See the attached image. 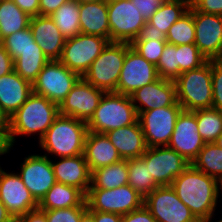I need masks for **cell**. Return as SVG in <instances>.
I'll return each mask as SVG.
<instances>
[{
	"instance_id": "obj_44",
	"label": "cell",
	"mask_w": 222,
	"mask_h": 222,
	"mask_svg": "<svg viewBox=\"0 0 222 222\" xmlns=\"http://www.w3.org/2000/svg\"><path fill=\"white\" fill-rule=\"evenodd\" d=\"M190 4L199 12L222 15V0H190Z\"/></svg>"
},
{
	"instance_id": "obj_6",
	"label": "cell",
	"mask_w": 222,
	"mask_h": 222,
	"mask_svg": "<svg viewBox=\"0 0 222 222\" xmlns=\"http://www.w3.org/2000/svg\"><path fill=\"white\" fill-rule=\"evenodd\" d=\"M130 46V43L109 42L83 78L95 88L105 92H116L126 51Z\"/></svg>"
},
{
	"instance_id": "obj_27",
	"label": "cell",
	"mask_w": 222,
	"mask_h": 222,
	"mask_svg": "<svg viewBox=\"0 0 222 222\" xmlns=\"http://www.w3.org/2000/svg\"><path fill=\"white\" fill-rule=\"evenodd\" d=\"M86 195L78 188L56 182L38 203L42 210L87 207Z\"/></svg>"
},
{
	"instance_id": "obj_30",
	"label": "cell",
	"mask_w": 222,
	"mask_h": 222,
	"mask_svg": "<svg viewBox=\"0 0 222 222\" xmlns=\"http://www.w3.org/2000/svg\"><path fill=\"white\" fill-rule=\"evenodd\" d=\"M190 7V0H167L147 21L157 31L167 35L170 27L181 18Z\"/></svg>"
},
{
	"instance_id": "obj_46",
	"label": "cell",
	"mask_w": 222,
	"mask_h": 222,
	"mask_svg": "<svg viewBox=\"0 0 222 222\" xmlns=\"http://www.w3.org/2000/svg\"><path fill=\"white\" fill-rule=\"evenodd\" d=\"M151 40L166 41V35L162 33V31H157L155 27L146 22L139 31L134 41H151Z\"/></svg>"
},
{
	"instance_id": "obj_38",
	"label": "cell",
	"mask_w": 222,
	"mask_h": 222,
	"mask_svg": "<svg viewBox=\"0 0 222 222\" xmlns=\"http://www.w3.org/2000/svg\"><path fill=\"white\" fill-rule=\"evenodd\" d=\"M208 60L195 44L177 45V66L179 75L182 72L201 67Z\"/></svg>"
},
{
	"instance_id": "obj_11",
	"label": "cell",
	"mask_w": 222,
	"mask_h": 222,
	"mask_svg": "<svg viewBox=\"0 0 222 222\" xmlns=\"http://www.w3.org/2000/svg\"><path fill=\"white\" fill-rule=\"evenodd\" d=\"M110 42L132 43L147 22L131 0H107Z\"/></svg>"
},
{
	"instance_id": "obj_49",
	"label": "cell",
	"mask_w": 222,
	"mask_h": 222,
	"mask_svg": "<svg viewBox=\"0 0 222 222\" xmlns=\"http://www.w3.org/2000/svg\"><path fill=\"white\" fill-rule=\"evenodd\" d=\"M12 1L30 17L39 15L40 0H12Z\"/></svg>"
},
{
	"instance_id": "obj_1",
	"label": "cell",
	"mask_w": 222,
	"mask_h": 222,
	"mask_svg": "<svg viewBox=\"0 0 222 222\" xmlns=\"http://www.w3.org/2000/svg\"><path fill=\"white\" fill-rule=\"evenodd\" d=\"M218 182L190 164L171 187L199 222H210L217 207Z\"/></svg>"
},
{
	"instance_id": "obj_29",
	"label": "cell",
	"mask_w": 222,
	"mask_h": 222,
	"mask_svg": "<svg viewBox=\"0 0 222 222\" xmlns=\"http://www.w3.org/2000/svg\"><path fill=\"white\" fill-rule=\"evenodd\" d=\"M30 19L12 0H0V42L7 36L28 28Z\"/></svg>"
},
{
	"instance_id": "obj_4",
	"label": "cell",
	"mask_w": 222,
	"mask_h": 222,
	"mask_svg": "<svg viewBox=\"0 0 222 222\" xmlns=\"http://www.w3.org/2000/svg\"><path fill=\"white\" fill-rule=\"evenodd\" d=\"M137 121L138 113L130 96L105 92L87 127L88 131L104 134Z\"/></svg>"
},
{
	"instance_id": "obj_55",
	"label": "cell",
	"mask_w": 222,
	"mask_h": 222,
	"mask_svg": "<svg viewBox=\"0 0 222 222\" xmlns=\"http://www.w3.org/2000/svg\"><path fill=\"white\" fill-rule=\"evenodd\" d=\"M79 222H94V216L87 210L81 217Z\"/></svg>"
},
{
	"instance_id": "obj_21",
	"label": "cell",
	"mask_w": 222,
	"mask_h": 222,
	"mask_svg": "<svg viewBox=\"0 0 222 222\" xmlns=\"http://www.w3.org/2000/svg\"><path fill=\"white\" fill-rule=\"evenodd\" d=\"M29 28L35 42L45 56L51 60H60L66 38L60 33L49 16H34L30 19Z\"/></svg>"
},
{
	"instance_id": "obj_13",
	"label": "cell",
	"mask_w": 222,
	"mask_h": 222,
	"mask_svg": "<svg viewBox=\"0 0 222 222\" xmlns=\"http://www.w3.org/2000/svg\"><path fill=\"white\" fill-rule=\"evenodd\" d=\"M159 79L157 67L145 60L131 46L126 51L116 93L132 95L137 89Z\"/></svg>"
},
{
	"instance_id": "obj_40",
	"label": "cell",
	"mask_w": 222,
	"mask_h": 222,
	"mask_svg": "<svg viewBox=\"0 0 222 222\" xmlns=\"http://www.w3.org/2000/svg\"><path fill=\"white\" fill-rule=\"evenodd\" d=\"M167 41H133L131 47L148 62L157 65Z\"/></svg>"
},
{
	"instance_id": "obj_35",
	"label": "cell",
	"mask_w": 222,
	"mask_h": 222,
	"mask_svg": "<svg viewBox=\"0 0 222 222\" xmlns=\"http://www.w3.org/2000/svg\"><path fill=\"white\" fill-rule=\"evenodd\" d=\"M198 132L205 143L215 142L222 133V112L214 109L196 110Z\"/></svg>"
},
{
	"instance_id": "obj_5",
	"label": "cell",
	"mask_w": 222,
	"mask_h": 222,
	"mask_svg": "<svg viewBox=\"0 0 222 222\" xmlns=\"http://www.w3.org/2000/svg\"><path fill=\"white\" fill-rule=\"evenodd\" d=\"M177 102L185 111L212 108L211 60L201 67L182 72L175 80Z\"/></svg>"
},
{
	"instance_id": "obj_7",
	"label": "cell",
	"mask_w": 222,
	"mask_h": 222,
	"mask_svg": "<svg viewBox=\"0 0 222 222\" xmlns=\"http://www.w3.org/2000/svg\"><path fill=\"white\" fill-rule=\"evenodd\" d=\"M88 211L125 215L140 208L144 198L129 184L114 189L89 188L86 194Z\"/></svg>"
},
{
	"instance_id": "obj_9",
	"label": "cell",
	"mask_w": 222,
	"mask_h": 222,
	"mask_svg": "<svg viewBox=\"0 0 222 222\" xmlns=\"http://www.w3.org/2000/svg\"><path fill=\"white\" fill-rule=\"evenodd\" d=\"M110 41L97 35L78 34L66 39L60 62L81 77Z\"/></svg>"
},
{
	"instance_id": "obj_2",
	"label": "cell",
	"mask_w": 222,
	"mask_h": 222,
	"mask_svg": "<svg viewBox=\"0 0 222 222\" xmlns=\"http://www.w3.org/2000/svg\"><path fill=\"white\" fill-rule=\"evenodd\" d=\"M59 115L58 105L34 92L26 102L9 117V136L12 146L15 136L38 132L39 140L44 136Z\"/></svg>"
},
{
	"instance_id": "obj_43",
	"label": "cell",
	"mask_w": 222,
	"mask_h": 222,
	"mask_svg": "<svg viewBox=\"0 0 222 222\" xmlns=\"http://www.w3.org/2000/svg\"><path fill=\"white\" fill-rule=\"evenodd\" d=\"M133 5L139 10L143 18L148 21L158 10L163 2L167 0H131Z\"/></svg>"
},
{
	"instance_id": "obj_54",
	"label": "cell",
	"mask_w": 222,
	"mask_h": 222,
	"mask_svg": "<svg viewBox=\"0 0 222 222\" xmlns=\"http://www.w3.org/2000/svg\"><path fill=\"white\" fill-rule=\"evenodd\" d=\"M0 127H9V117L2 111L0 107Z\"/></svg>"
},
{
	"instance_id": "obj_8",
	"label": "cell",
	"mask_w": 222,
	"mask_h": 222,
	"mask_svg": "<svg viewBox=\"0 0 222 222\" xmlns=\"http://www.w3.org/2000/svg\"><path fill=\"white\" fill-rule=\"evenodd\" d=\"M81 78L59 60L49 61L33 82V92L46 97L58 106Z\"/></svg>"
},
{
	"instance_id": "obj_16",
	"label": "cell",
	"mask_w": 222,
	"mask_h": 222,
	"mask_svg": "<svg viewBox=\"0 0 222 222\" xmlns=\"http://www.w3.org/2000/svg\"><path fill=\"white\" fill-rule=\"evenodd\" d=\"M195 46L207 60L222 59V15L206 14L193 7Z\"/></svg>"
},
{
	"instance_id": "obj_19",
	"label": "cell",
	"mask_w": 222,
	"mask_h": 222,
	"mask_svg": "<svg viewBox=\"0 0 222 222\" xmlns=\"http://www.w3.org/2000/svg\"><path fill=\"white\" fill-rule=\"evenodd\" d=\"M0 200L14 219L38 208V202L26 188L18 173H7L1 167Z\"/></svg>"
},
{
	"instance_id": "obj_17",
	"label": "cell",
	"mask_w": 222,
	"mask_h": 222,
	"mask_svg": "<svg viewBox=\"0 0 222 222\" xmlns=\"http://www.w3.org/2000/svg\"><path fill=\"white\" fill-rule=\"evenodd\" d=\"M204 144L205 142L198 132L196 111L182 110L177 117L171 140L167 146L192 164Z\"/></svg>"
},
{
	"instance_id": "obj_47",
	"label": "cell",
	"mask_w": 222,
	"mask_h": 222,
	"mask_svg": "<svg viewBox=\"0 0 222 222\" xmlns=\"http://www.w3.org/2000/svg\"><path fill=\"white\" fill-rule=\"evenodd\" d=\"M68 0H40L39 1V15L50 16L55 12L61 5L66 3Z\"/></svg>"
},
{
	"instance_id": "obj_33",
	"label": "cell",
	"mask_w": 222,
	"mask_h": 222,
	"mask_svg": "<svg viewBox=\"0 0 222 222\" xmlns=\"http://www.w3.org/2000/svg\"><path fill=\"white\" fill-rule=\"evenodd\" d=\"M49 62L41 49H28L14 60V71L23 79L32 83Z\"/></svg>"
},
{
	"instance_id": "obj_24",
	"label": "cell",
	"mask_w": 222,
	"mask_h": 222,
	"mask_svg": "<svg viewBox=\"0 0 222 222\" xmlns=\"http://www.w3.org/2000/svg\"><path fill=\"white\" fill-rule=\"evenodd\" d=\"M83 155L90 173L122 160L116 147L105 134L91 131H87Z\"/></svg>"
},
{
	"instance_id": "obj_15",
	"label": "cell",
	"mask_w": 222,
	"mask_h": 222,
	"mask_svg": "<svg viewBox=\"0 0 222 222\" xmlns=\"http://www.w3.org/2000/svg\"><path fill=\"white\" fill-rule=\"evenodd\" d=\"M105 91L95 88L81 77L58 106L59 114L88 122Z\"/></svg>"
},
{
	"instance_id": "obj_52",
	"label": "cell",
	"mask_w": 222,
	"mask_h": 222,
	"mask_svg": "<svg viewBox=\"0 0 222 222\" xmlns=\"http://www.w3.org/2000/svg\"><path fill=\"white\" fill-rule=\"evenodd\" d=\"M12 147L9 136V127H0V156L9 153V150Z\"/></svg>"
},
{
	"instance_id": "obj_42",
	"label": "cell",
	"mask_w": 222,
	"mask_h": 222,
	"mask_svg": "<svg viewBox=\"0 0 222 222\" xmlns=\"http://www.w3.org/2000/svg\"><path fill=\"white\" fill-rule=\"evenodd\" d=\"M213 100L212 108L222 112V62L211 60Z\"/></svg>"
},
{
	"instance_id": "obj_32",
	"label": "cell",
	"mask_w": 222,
	"mask_h": 222,
	"mask_svg": "<svg viewBox=\"0 0 222 222\" xmlns=\"http://www.w3.org/2000/svg\"><path fill=\"white\" fill-rule=\"evenodd\" d=\"M127 164L128 184L143 198L159 187L150 174L146 166V161L142 157L128 159Z\"/></svg>"
},
{
	"instance_id": "obj_39",
	"label": "cell",
	"mask_w": 222,
	"mask_h": 222,
	"mask_svg": "<svg viewBox=\"0 0 222 222\" xmlns=\"http://www.w3.org/2000/svg\"><path fill=\"white\" fill-rule=\"evenodd\" d=\"M156 67L159 78L173 81L176 80V78L179 76L176 45L166 43Z\"/></svg>"
},
{
	"instance_id": "obj_37",
	"label": "cell",
	"mask_w": 222,
	"mask_h": 222,
	"mask_svg": "<svg viewBox=\"0 0 222 222\" xmlns=\"http://www.w3.org/2000/svg\"><path fill=\"white\" fill-rule=\"evenodd\" d=\"M0 43L12 57L13 61L21 56L25 50L41 49L35 42L29 27L7 36Z\"/></svg>"
},
{
	"instance_id": "obj_48",
	"label": "cell",
	"mask_w": 222,
	"mask_h": 222,
	"mask_svg": "<svg viewBox=\"0 0 222 222\" xmlns=\"http://www.w3.org/2000/svg\"><path fill=\"white\" fill-rule=\"evenodd\" d=\"M14 70V61L0 43V77Z\"/></svg>"
},
{
	"instance_id": "obj_53",
	"label": "cell",
	"mask_w": 222,
	"mask_h": 222,
	"mask_svg": "<svg viewBox=\"0 0 222 222\" xmlns=\"http://www.w3.org/2000/svg\"><path fill=\"white\" fill-rule=\"evenodd\" d=\"M0 222H15V219L7 210L6 206L0 200Z\"/></svg>"
},
{
	"instance_id": "obj_18",
	"label": "cell",
	"mask_w": 222,
	"mask_h": 222,
	"mask_svg": "<svg viewBox=\"0 0 222 222\" xmlns=\"http://www.w3.org/2000/svg\"><path fill=\"white\" fill-rule=\"evenodd\" d=\"M20 166L19 177L39 203L47 191L56 183L50 158L46 154H31L24 158V162Z\"/></svg>"
},
{
	"instance_id": "obj_57",
	"label": "cell",
	"mask_w": 222,
	"mask_h": 222,
	"mask_svg": "<svg viewBox=\"0 0 222 222\" xmlns=\"http://www.w3.org/2000/svg\"><path fill=\"white\" fill-rule=\"evenodd\" d=\"M79 3H84V2H97V1H103V0H76Z\"/></svg>"
},
{
	"instance_id": "obj_14",
	"label": "cell",
	"mask_w": 222,
	"mask_h": 222,
	"mask_svg": "<svg viewBox=\"0 0 222 222\" xmlns=\"http://www.w3.org/2000/svg\"><path fill=\"white\" fill-rule=\"evenodd\" d=\"M159 186H170L190 163L168 146L148 147L141 156Z\"/></svg>"
},
{
	"instance_id": "obj_28",
	"label": "cell",
	"mask_w": 222,
	"mask_h": 222,
	"mask_svg": "<svg viewBox=\"0 0 222 222\" xmlns=\"http://www.w3.org/2000/svg\"><path fill=\"white\" fill-rule=\"evenodd\" d=\"M125 184H128L127 159H122L91 173L90 188L114 189Z\"/></svg>"
},
{
	"instance_id": "obj_3",
	"label": "cell",
	"mask_w": 222,
	"mask_h": 222,
	"mask_svg": "<svg viewBox=\"0 0 222 222\" xmlns=\"http://www.w3.org/2000/svg\"><path fill=\"white\" fill-rule=\"evenodd\" d=\"M87 131L86 122L59 114L39 140V145L60 158L82 155Z\"/></svg>"
},
{
	"instance_id": "obj_20",
	"label": "cell",
	"mask_w": 222,
	"mask_h": 222,
	"mask_svg": "<svg viewBox=\"0 0 222 222\" xmlns=\"http://www.w3.org/2000/svg\"><path fill=\"white\" fill-rule=\"evenodd\" d=\"M130 97L137 113L171 106L177 102L176 84L173 80L159 78L137 89Z\"/></svg>"
},
{
	"instance_id": "obj_25",
	"label": "cell",
	"mask_w": 222,
	"mask_h": 222,
	"mask_svg": "<svg viewBox=\"0 0 222 222\" xmlns=\"http://www.w3.org/2000/svg\"><path fill=\"white\" fill-rule=\"evenodd\" d=\"M104 134L116 147L122 159L139 158L148 148L139 121Z\"/></svg>"
},
{
	"instance_id": "obj_50",
	"label": "cell",
	"mask_w": 222,
	"mask_h": 222,
	"mask_svg": "<svg viewBox=\"0 0 222 222\" xmlns=\"http://www.w3.org/2000/svg\"><path fill=\"white\" fill-rule=\"evenodd\" d=\"M15 222H47L46 212L38 207L15 219Z\"/></svg>"
},
{
	"instance_id": "obj_36",
	"label": "cell",
	"mask_w": 222,
	"mask_h": 222,
	"mask_svg": "<svg viewBox=\"0 0 222 222\" xmlns=\"http://www.w3.org/2000/svg\"><path fill=\"white\" fill-rule=\"evenodd\" d=\"M166 41L176 46L195 43V24L191 4L189 10L170 27Z\"/></svg>"
},
{
	"instance_id": "obj_51",
	"label": "cell",
	"mask_w": 222,
	"mask_h": 222,
	"mask_svg": "<svg viewBox=\"0 0 222 222\" xmlns=\"http://www.w3.org/2000/svg\"><path fill=\"white\" fill-rule=\"evenodd\" d=\"M94 216V222H121L122 215L110 212L89 211Z\"/></svg>"
},
{
	"instance_id": "obj_58",
	"label": "cell",
	"mask_w": 222,
	"mask_h": 222,
	"mask_svg": "<svg viewBox=\"0 0 222 222\" xmlns=\"http://www.w3.org/2000/svg\"><path fill=\"white\" fill-rule=\"evenodd\" d=\"M220 188V189H219ZM222 191V180H220L219 182H218V198H219V192H221Z\"/></svg>"
},
{
	"instance_id": "obj_22",
	"label": "cell",
	"mask_w": 222,
	"mask_h": 222,
	"mask_svg": "<svg viewBox=\"0 0 222 222\" xmlns=\"http://www.w3.org/2000/svg\"><path fill=\"white\" fill-rule=\"evenodd\" d=\"M51 163L56 182L74 186L87 194L91 185V173L83 154L61 157L57 163L52 160Z\"/></svg>"
},
{
	"instance_id": "obj_31",
	"label": "cell",
	"mask_w": 222,
	"mask_h": 222,
	"mask_svg": "<svg viewBox=\"0 0 222 222\" xmlns=\"http://www.w3.org/2000/svg\"><path fill=\"white\" fill-rule=\"evenodd\" d=\"M79 6L78 1L68 0L49 16L66 39L81 33Z\"/></svg>"
},
{
	"instance_id": "obj_56",
	"label": "cell",
	"mask_w": 222,
	"mask_h": 222,
	"mask_svg": "<svg viewBox=\"0 0 222 222\" xmlns=\"http://www.w3.org/2000/svg\"><path fill=\"white\" fill-rule=\"evenodd\" d=\"M215 144H217L220 148H222V133L220 136L216 139Z\"/></svg>"
},
{
	"instance_id": "obj_23",
	"label": "cell",
	"mask_w": 222,
	"mask_h": 222,
	"mask_svg": "<svg viewBox=\"0 0 222 222\" xmlns=\"http://www.w3.org/2000/svg\"><path fill=\"white\" fill-rule=\"evenodd\" d=\"M33 93L32 83L21 78L14 70L0 77V107L10 117Z\"/></svg>"
},
{
	"instance_id": "obj_26",
	"label": "cell",
	"mask_w": 222,
	"mask_h": 222,
	"mask_svg": "<svg viewBox=\"0 0 222 222\" xmlns=\"http://www.w3.org/2000/svg\"><path fill=\"white\" fill-rule=\"evenodd\" d=\"M80 31L86 35H97L110 41L107 0L80 3Z\"/></svg>"
},
{
	"instance_id": "obj_45",
	"label": "cell",
	"mask_w": 222,
	"mask_h": 222,
	"mask_svg": "<svg viewBox=\"0 0 222 222\" xmlns=\"http://www.w3.org/2000/svg\"><path fill=\"white\" fill-rule=\"evenodd\" d=\"M121 222H157L151 212L142 205L140 208L122 215Z\"/></svg>"
},
{
	"instance_id": "obj_34",
	"label": "cell",
	"mask_w": 222,
	"mask_h": 222,
	"mask_svg": "<svg viewBox=\"0 0 222 222\" xmlns=\"http://www.w3.org/2000/svg\"><path fill=\"white\" fill-rule=\"evenodd\" d=\"M192 165L218 181L222 180V148L215 142L205 143Z\"/></svg>"
},
{
	"instance_id": "obj_41",
	"label": "cell",
	"mask_w": 222,
	"mask_h": 222,
	"mask_svg": "<svg viewBox=\"0 0 222 222\" xmlns=\"http://www.w3.org/2000/svg\"><path fill=\"white\" fill-rule=\"evenodd\" d=\"M47 222H79L80 217L87 211V207H70L44 210Z\"/></svg>"
},
{
	"instance_id": "obj_10",
	"label": "cell",
	"mask_w": 222,
	"mask_h": 222,
	"mask_svg": "<svg viewBox=\"0 0 222 222\" xmlns=\"http://www.w3.org/2000/svg\"><path fill=\"white\" fill-rule=\"evenodd\" d=\"M182 110L181 105L176 102L171 106L138 113V121L147 147H162L169 144L177 117Z\"/></svg>"
},
{
	"instance_id": "obj_12",
	"label": "cell",
	"mask_w": 222,
	"mask_h": 222,
	"mask_svg": "<svg viewBox=\"0 0 222 222\" xmlns=\"http://www.w3.org/2000/svg\"><path fill=\"white\" fill-rule=\"evenodd\" d=\"M143 205L157 222H199L170 186H159L144 198Z\"/></svg>"
}]
</instances>
